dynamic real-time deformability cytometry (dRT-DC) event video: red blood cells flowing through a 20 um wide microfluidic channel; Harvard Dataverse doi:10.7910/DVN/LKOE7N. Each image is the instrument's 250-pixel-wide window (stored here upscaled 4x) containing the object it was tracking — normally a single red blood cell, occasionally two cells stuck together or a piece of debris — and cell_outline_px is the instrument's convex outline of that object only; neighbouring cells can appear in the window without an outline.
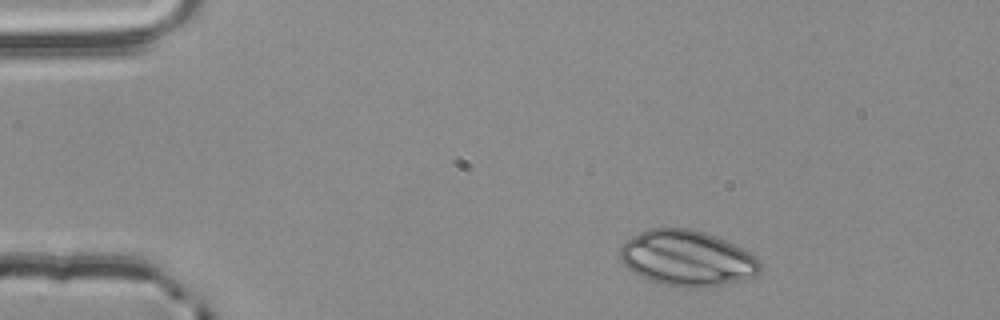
{"species": "common noctule bat (a hibernating species)", "species_latin": "Nyctalus noctula", "temperature_condition": "room temperature", "stored_images_in_passage": 2, "camera_frame_rate_fps": 3000, "um_per_image_px": 0.085, "animal": {"sex": "male", "body_mass_g": 20.4}, "frame": {"image": 1, "passage_image": 1, "time_ms": 0.0, "image_size_px": [1000, 320], "cell_outline_px": [[760, 272], [756, 276], [748, 280], [712, 288], [684, 288], [660, 284], [648, 280], [632, 272], [620, 260], [620, 248], [624, 240], [648, 228], [692, 228], [716, 236], [748, 252], [760, 260]], "centroid_in_image_um": [58.41, 21.98], "position_along_channel_um": 26.6, "area_um2": 46.18}}